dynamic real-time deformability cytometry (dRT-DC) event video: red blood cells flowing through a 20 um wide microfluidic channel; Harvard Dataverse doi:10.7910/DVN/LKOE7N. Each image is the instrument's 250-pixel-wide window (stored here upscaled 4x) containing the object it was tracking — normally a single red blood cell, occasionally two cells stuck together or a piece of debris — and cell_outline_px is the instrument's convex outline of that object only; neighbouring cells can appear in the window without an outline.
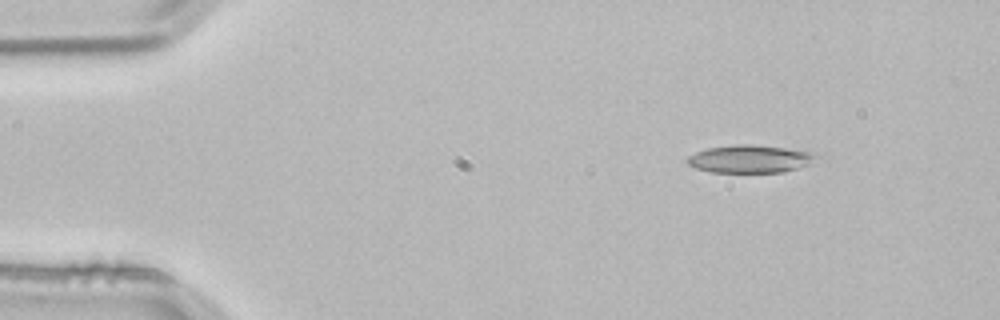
{"species": "common noctule bat (a hibernating species)", "species_latin": "Nyctalus noctula", "temperature_condition": "room temperature", "stored_images_in_passage": 2, "camera_frame_rate_fps": 3000, "um_per_image_px": 0.085, "animal": {"sex": "male", "body_mass_g": 21.5, "forearm_length_mm": 52.0}, "frame": {"image": 1, "passage_image": 1, "time_ms": 0.0, "image_size_px": [1000, 320], "cell_outline_px": [[820, 156], [808, 164], [784, 172], [712, 172], [696, 168], [688, 164], [684, 160], [688, 156], [696, 152], [708, 148], [736, 144], [748, 144], [784, 148], [816, 152]], "centroid_in_image_um": [63.74, 13.5], "position_along_channel_um": 21.3, "area_um2": 20.81}}
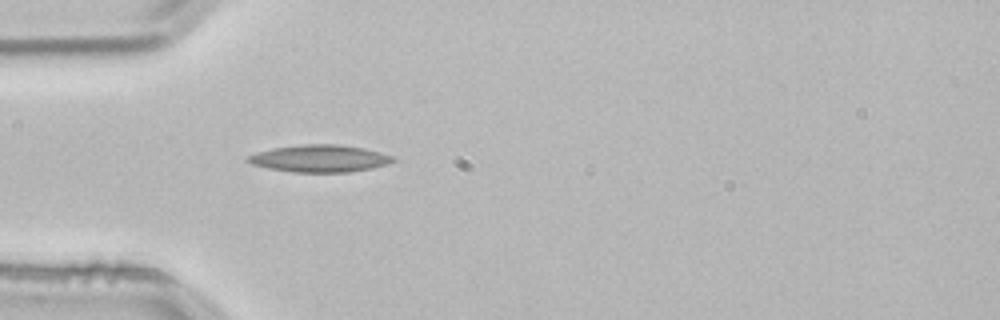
{"frame": {"image": 2, "passage_image": 2, "time_ms": 0.333, "image_size_px": [1000, 320], "cell_outline_px": [[396, 160], [388, 164], [372, 168], [348, 172], [292, 172], [268, 168], [252, 164], [244, 160], [248, 156], [272, 148], [300, 144], [336, 144], [360, 148], [380, 152], [396, 156]], "centroid_in_image_um": [27.19, 13.47], "position_along_channel_um": 57.8, "area_um2": 22.95}}